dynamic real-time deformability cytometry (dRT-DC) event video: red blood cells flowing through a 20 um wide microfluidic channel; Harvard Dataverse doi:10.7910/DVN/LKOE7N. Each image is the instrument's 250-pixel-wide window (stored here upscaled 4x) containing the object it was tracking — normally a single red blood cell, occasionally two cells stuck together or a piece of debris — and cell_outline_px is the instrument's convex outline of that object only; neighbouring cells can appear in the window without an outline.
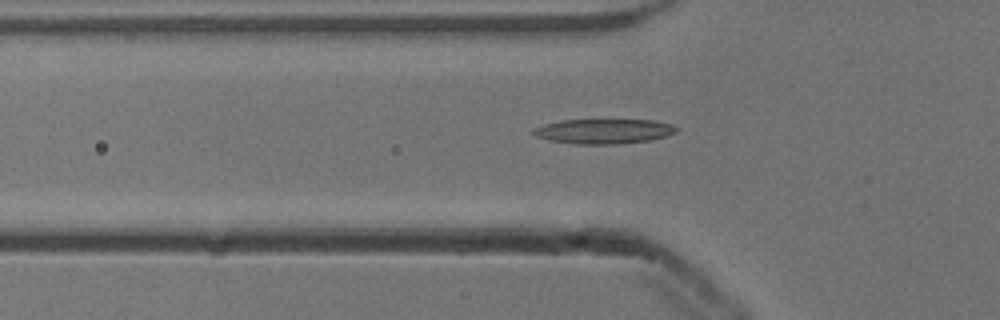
{"species": "common noctule bat (a hibernating species)", "species_latin": "Nyctalus noctula", "temperature_condition": "cold", "stored_images_in_passage": 37, "camera_frame_rate_fps": 3000, "um_per_image_px": 0.085, "animal": {"sex": "male", "body_mass_g": 13.3}, "frame": {"image": 1, "passage_image": 2, "time_ms": 0.333, "image_size_px": [1000, 320], "cell_outline_px": [[680, 128], [676, 132], [664, 136], [648, 140], [616, 144], [576, 144], [548, 140], [536, 136], [532, 132], [532, 128], [544, 124], [560, 120], [652, 120], [672, 124]], "centroid_in_image_um": [51.29, 11.15], "position_along_channel_um": 74.5, "area_um2": 20.63}}
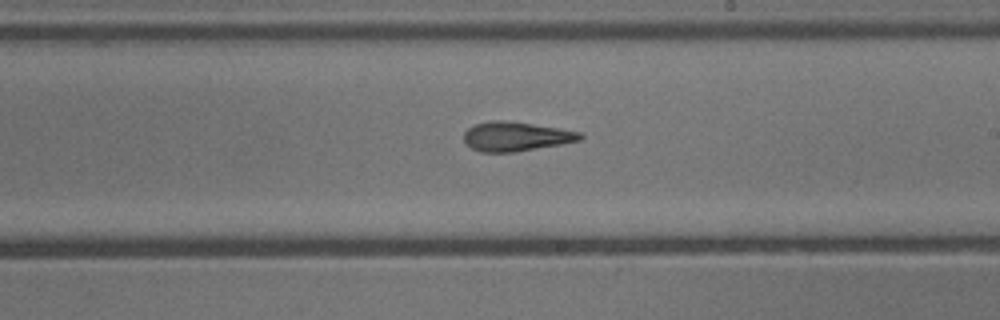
{"frame": {"image": 2, "passage_image": 15, "time_ms": 4.667, "image_size_px": [1000, 320], "cell_outline_px": [[584, 136], [580, 140], [560, 144], [516, 152], [480, 152], [464, 144], [464, 132], [468, 128], [476, 124], [492, 120], [504, 120], [560, 128], [580, 132]], "centroid_in_image_um": [43.82, 11.6], "position_along_channel_um": 245.2, "area_um2": 19.83}}
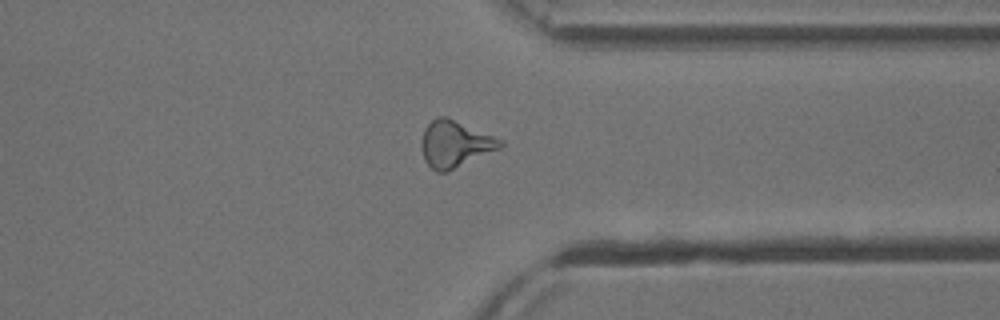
{"frame": {"image": 3, "passage_image": 25, "time_ms": 8.0, "image_size_px": [1000, 320], "cell_outline_px": [[504, 144], [500, 148], [448, 172], [436, 172], [424, 160], [420, 148], [420, 144], [424, 128], [436, 116], [444, 116], [504, 140]], "centroid_in_image_um": [38.64, 12.25], "position_along_channel_um": 372.8, "area_um2": 21.39}, "authors_computed_cell_mechanics": {"area_um2": 19.941, "velocity_mm_per_s": 3.9103, "shape_relaxation_time_tau1_ms": 5.8983, "shape_relaxation_time_tau2_ms": 5.2079, "deformation_change_tau1": 0.1982, "deformation_change_tau2": 0.1538}}